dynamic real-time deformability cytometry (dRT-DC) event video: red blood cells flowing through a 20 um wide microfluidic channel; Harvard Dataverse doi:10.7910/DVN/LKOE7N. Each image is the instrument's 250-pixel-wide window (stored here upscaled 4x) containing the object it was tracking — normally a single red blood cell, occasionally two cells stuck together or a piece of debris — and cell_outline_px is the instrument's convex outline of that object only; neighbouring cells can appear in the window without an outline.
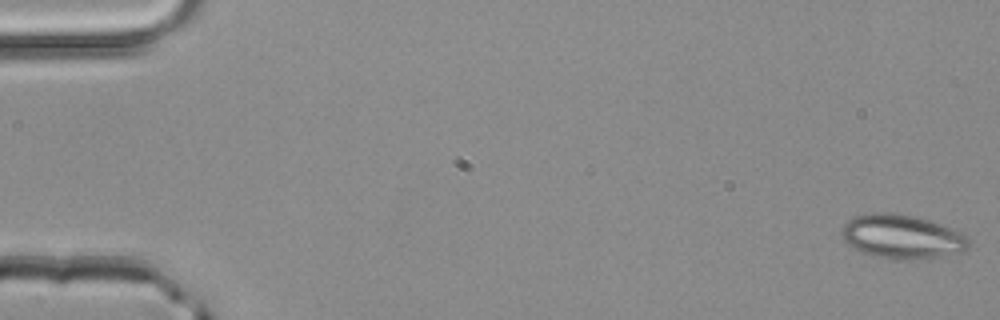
{"species": "common noctule bat (a hibernating species)", "species_latin": "Nyctalus noctula", "temperature_condition": "room temperature", "stored_images_in_passage": 50, "camera_frame_rate_fps": 3000, "um_per_image_px": 0.085, "animal": {"sex": "male", "body_mass_g": 20.4}, "frame": {"image": 1, "passage_image": 1, "time_ms": 0.0, "image_size_px": [1000, 320], "cell_outline_px": [[968, 248], [964, 252], [928, 260], [900, 260], [876, 256], [864, 252], [848, 244], [844, 240], [840, 232], [840, 228], [848, 220], [856, 216], [872, 212], [892, 212], [912, 216], [928, 220], [940, 224], [960, 232], [968, 236]], "centroid_in_image_um": [76.7, 20.13], "position_along_channel_um": 8.3, "area_um2": 32.89}}
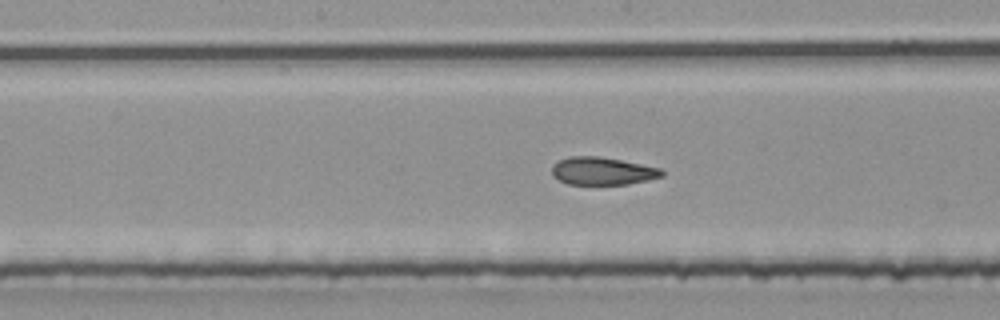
{"frame": {"image": 2, "passage_image": 26, "time_ms": 8.333, "image_size_px": [1000, 320], "cell_outline_px": [[664, 176], [648, 180], [628, 184], [568, 184], [552, 176], [552, 164], [568, 156], [600, 156], [660, 168], [664, 172]], "centroid_in_image_um": [51.19, 14.53], "position_along_channel_um": 197.0, "area_um2": 17.74}}
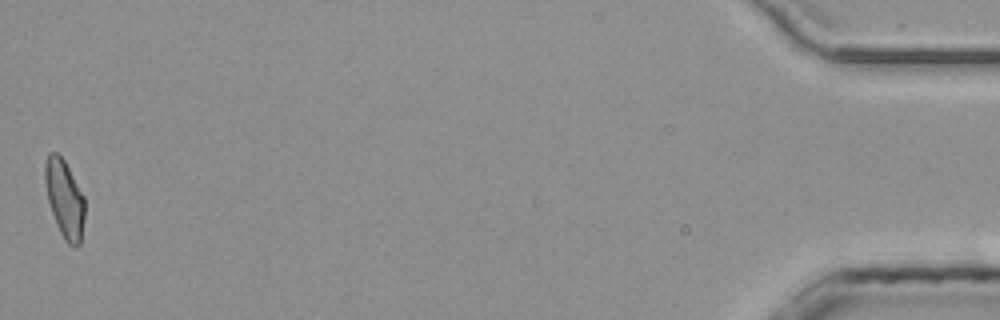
{"frame": {"image": 3, "passage_image": 50, "time_ms": 16.333, "image_size_px": [1000, 320], "cell_outline_px": [[84, 220], [80, 244], [76, 248], [72, 248], [64, 240], [56, 224], [48, 200], [44, 180], [44, 164], [48, 152], [56, 152], [64, 160], [84, 196]], "centroid_in_image_um": [5.48, 16.92], "position_along_channel_um": 429.7, "area_um2": 18.15}, "authors_computed_cell_mechanics": {"area_um2": 18.6694, "velocity_mm_per_s": 4.1811, "shape_relaxation_time_tau1_ms": 6.7915, "shape_relaxation_time_tau2_ms": 1.3381, "deformation_change_tau1": 0.1439, "deformation_change_tau2": 0.0724}}